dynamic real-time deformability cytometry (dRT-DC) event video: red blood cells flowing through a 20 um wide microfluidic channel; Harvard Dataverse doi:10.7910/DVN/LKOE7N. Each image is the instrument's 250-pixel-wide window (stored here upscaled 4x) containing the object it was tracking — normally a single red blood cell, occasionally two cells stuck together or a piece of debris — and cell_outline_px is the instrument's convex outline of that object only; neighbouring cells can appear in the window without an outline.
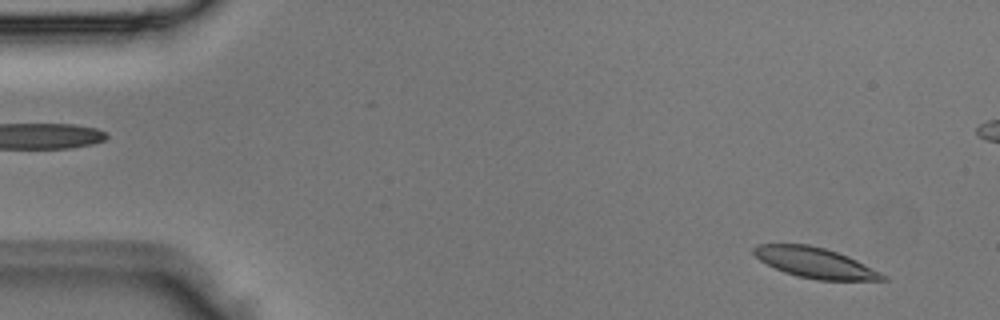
{"species": "Egyptian fruit bat (a non-hibernating species)", "species_latin": "Rousettus aegyptiacus", "temperature_condition": "room temperature", "stored_images_in_passage": 4, "camera_frame_rate_fps": 3000, "um_per_image_px": 0.085, "animal": {"sex": "male"}, "frame": {"image": 1, "passage_image": 4, "time_ms": 1.0, "image_size_px": [1000, 320], "cell_outline_px": [[888, 280], [816, 280], [796, 276], [784, 272], [760, 260], [752, 252], [752, 248], [756, 244], [808, 244], [824, 248], [848, 256], [888, 276]], "centroid_in_image_um": [69.27, 22.33], "position_along_channel_um": 15.7, "area_um2": 22.72}}